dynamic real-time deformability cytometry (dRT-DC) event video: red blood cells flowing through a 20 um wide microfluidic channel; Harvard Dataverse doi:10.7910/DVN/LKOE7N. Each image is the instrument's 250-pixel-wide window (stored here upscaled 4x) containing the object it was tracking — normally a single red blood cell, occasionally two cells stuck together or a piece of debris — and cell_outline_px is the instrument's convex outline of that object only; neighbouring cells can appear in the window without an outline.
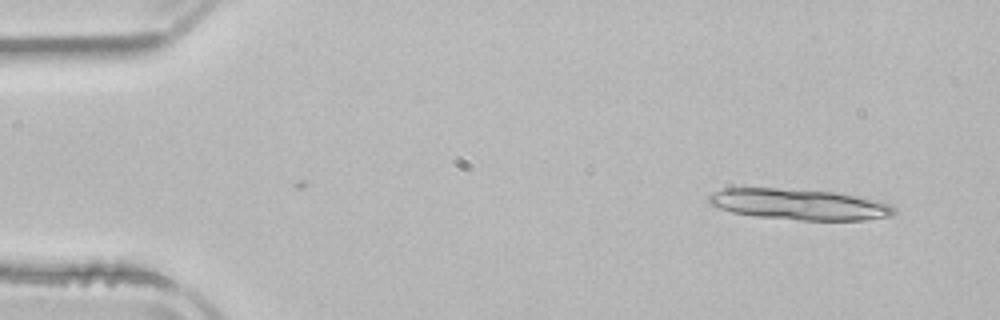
{"species": "common noctule bat (a hibernating species)", "species_latin": "Nyctalus noctula", "temperature_condition": "room temperature", "stored_images_in_passage": 4, "camera_frame_rate_fps": 3000, "um_per_image_px": 0.085, "animal": {"sex": "male", "body_mass_g": 21.5, "forearm_length_mm": 52.0}, "frame": {"image": 1, "passage_image": 4, "time_ms": 4.333, "image_size_px": [1000, 320], "cell_outline_px": [[896, 212], [892, 216], [864, 220], [800, 220], [756, 216], [732, 212], [708, 204], [708, 196], [724, 188], [776, 188], [836, 192], [856, 196], [892, 204], [896, 208]], "centroid_in_image_um": [67.96, 17.37], "position_along_channel_um": 17.0, "area_um2": 33.29}}